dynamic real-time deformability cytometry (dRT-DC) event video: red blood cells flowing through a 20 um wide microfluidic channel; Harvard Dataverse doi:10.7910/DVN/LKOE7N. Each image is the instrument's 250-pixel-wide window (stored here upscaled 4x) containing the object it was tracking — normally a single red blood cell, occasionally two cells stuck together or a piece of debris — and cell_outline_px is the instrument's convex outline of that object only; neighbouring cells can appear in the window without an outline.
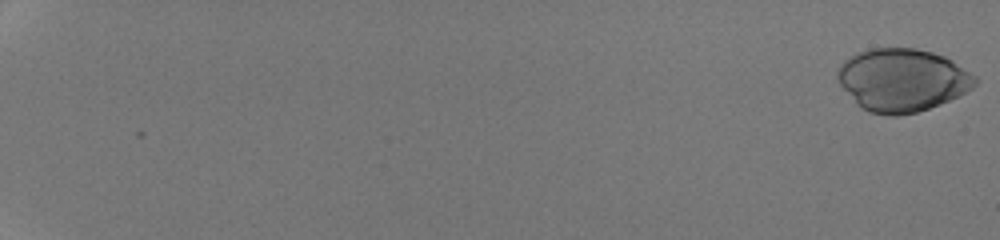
{"species": "human", "species_latin": "Homo sapiens", "temperature_condition": "room temperature", "stored_images_in_passage": 53, "camera_frame_rate_fps": 3000, "um_per_image_px": 0.085, "donor": {"sex": "male"}, "frame": {"image": 1, "passage_image": 1, "time_ms": 0.0, "image_size_px": [1000, 240], "cell_outline_px": [[980, 80], [972, 88], [948, 100], [928, 108], [916, 112], [896, 116], [888, 116], [868, 112], [860, 108], [856, 104], [840, 84], [836, 76], [836, 72], [840, 64], [844, 60], [856, 52], [868, 48], [916, 48], [932, 52], [944, 56], [952, 60], [976, 76]], "centroid_in_image_um": [76.66, 6.79], "position_along_channel_um": 8.3, "area_um2": 50.52}}
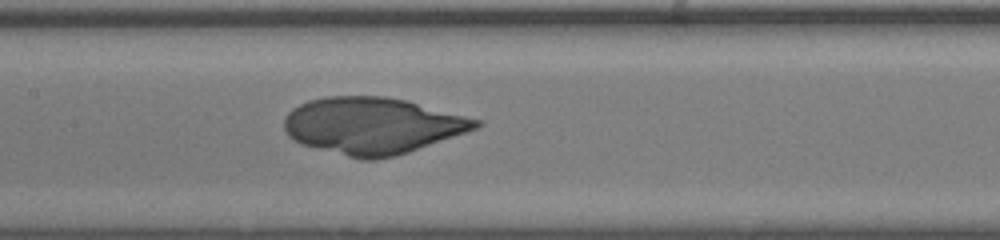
{"frame": {"image": 2, "passage_image": 31, "time_ms": 10.0, "image_size_px": [1000, 240], "cell_outline_px": [[484, 124], [476, 128], [408, 152], [392, 156], [372, 160], [360, 160], [304, 144], [292, 140], [284, 132], [284, 116], [292, 108], [308, 100], [328, 96], [384, 96], [408, 100], [484, 120]], "centroid_in_image_um": [31.65, 10.66], "position_along_channel_um": 175.7, "area_um2": 63.35}}
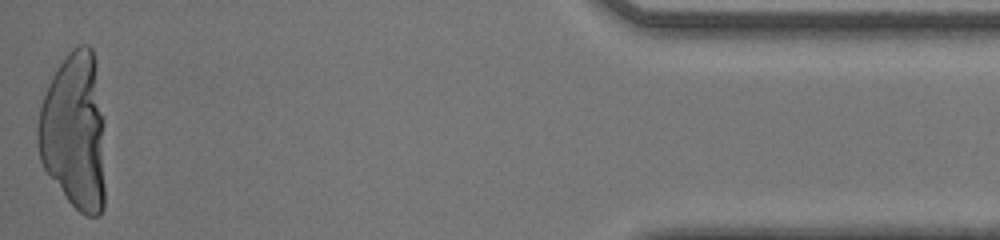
{"frame": {"image": 3, "passage_image": 53, "time_ms": 17.333, "image_size_px": [1000, 240], "cell_outline_px": [[104, 208], [96, 216], [88, 216], [80, 212], [68, 200], [44, 168], [40, 160], [36, 144], [36, 128], [40, 108], [48, 84], [52, 76], [68, 52], [72, 48], [80, 44], [88, 44], [92, 48], [96, 60], [104, 116]], "centroid_in_image_um": [6.34, 11.14], "position_along_channel_um": 428.9, "area_um2": 62.71}}